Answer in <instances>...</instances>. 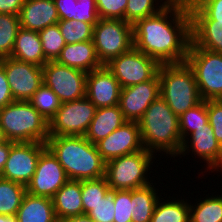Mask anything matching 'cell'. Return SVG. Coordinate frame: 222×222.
<instances>
[{
  "label": "cell",
  "instance_id": "cell-1",
  "mask_svg": "<svg viewBox=\"0 0 222 222\" xmlns=\"http://www.w3.org/2000/svg\"><path fill=\"white\" fill-rule=\"evenodd\" d=\"M132 26L133 43L138 51L160 64L186 62L191 42L188 6L167 4L157 14L137 20Z\"/></svg>",
  "mask_w": 222,
  "mask_h": 222
},
{
  "label": "cell",
  "instance_id": "cell-2",
  "mask_svg": "<svg viewBox=\"0 0 222 222\" xmlns=\"http://www.w3.org/2000/svg\"><path fill=\"white\" fill-rule=\"evenodd\" d=\"M47 148L63 166L69 180H90L105 176L106 162L85 136H49Z\"/></svg>",
  "mask_w": 222,
  "mask_h": 222
},
{
  "label": "cell",
  "instance_id": "cell-3",
  "mask_svg": "<svg viewBox=\"0 0 222 222\" xmlns=\"http://www.w3.org/2000/svg\"><path fill=\"white\" fill-rule=\"evenodd\" d=\"M143 148L177 157L182 146L178 116L159 96L138 121Z\"/></svg>",
  "mask_w": 222,
  "mask_h": 222
},
{
  "label": "cell",
  "instance_id": "cell-4",
  "mask_svg": "<svg viewBox=\"0 0 222 222\" xmlns=\"http://www.w3.org/2000/svg\"><path fill=\"white\" fill-rule=\"evenodd\" d=\"M158 76L160 96L178 117L202 101L193 69L187 62L161 64Z\"/></svg>",
  "mask_w": 222,
  "mask_h": 222
},
{
  "label": "cell",
  "instance_id": "cell-5",
  "mask_svg": "<svg viewBox=\"0 0 222 222\" xmlns=\"http://www.w3.org/2000/svg\"><path fill=\"white\" fill-rule=\"evenodd\" d=\"M0 125L8 141L46 143L48 121L29 101L14 100L0 109Z\"/></svg>",
  "mask_w": 222,
  "mask_h": 222
},
{
  "label": "cell",
  "instance_id": "cell-6",
  "mask_svg": "<svg viewBox=\"0 0 222 222\" xmlns=\"http://www.w3.org/2000/svg\"><path fill=\"white\" fill-rule=\"evenodd\" d=\"M154 157L152 152L143 149L106 162L105 177L110 189L133 190L153 185L147 174Z\"/></svg>",
  "mask_w": 222,
  "mask_h": 222
},
{
  "label": "cell",
  "instance_id": "cell-7",
  "mask_svg": "<svg viewBox=\"0 0 222 222\" xmlns=\"http://www.w3.org/2000/svg\"><path fill=\"white\" fill-rule=\"evenodd\" d=\"M186 62L193 69L202 100H222V54L190 42Z\"/></svg>",
  "mask_w": 222,
  "mask_h": 222
},
{
  "label": "cell",
  "instance_id": "cell-8",
  "mask_svg": "<svg viewBox=\"0 0 222 222\" xmlns=\"http://www.w3.org/2000/svg\"><path fill=\"white\" fill-rule=\"evenodd\" d=\"M93 42L102 65L134 47L132 24L120 19H99L93 27Z\"/></svg>",
  "mask_w": 222,
  "mask_h": 222
},
{
  "label": "cell",
  "instance_id": "cell-9",
  "mask_svg": "<svg viewBox=\"0 0 222 222\" xmlns=\"http://www.w3.org/2000/svg\"><path fill=\"white\" fill-rule=\"evenodd\" d=\"M97 107L85 96L61 103L48 122L49 136H85Z\"/></svg>",
  "mask_w": 222,
  "mask_h": 222
},
{
  "label": "cell",
  "instance_id": "cell-10",
  "mask_svg": "<svg viewBox=\"0 0 222 222\" xmlns=\"http://www.w3.org/2000/svg\"><path fill=\"white\" fill-rule=\"evenodd\" d=\"M160 66L157 60L135 47L105 64L122 88L153 79L158 74Z\"/></svg>",
  "mask_w": 222,
  "mask_h": 222
},
{
  "label": "cell",
  "instance_id": "cell-11",
  "mask_svg": "<svg viewBox=\"0 0 222 222\" xmlns=\"http://www.w3.org/2000/svg\"><path fill=\"white\" fill-rule=\"evenodd\" d=\"M43 83L51 88L61 103L84 98L87 73L57 61H48L42 67Z\"/></svg>",
  "mask_w": 222,
  "mask_h": 222
},
{
  "label": "cell",
  "instance_id": "cell-12",
  "mask_svg": "<svg viewBox=\"0 0 222 222\" xmlns=\"http://www.w3.org/2000/svg\"><path fill=\"white\" fill-rule=\"evenodd\" d=\"M47 148L40 142H11L1 178L26 186L33 177L40 154Z\"/></svg>",
  "mask_w": 222,
  "mask_h": 222
},
{
  "label": "cell",
  "instance_id": "cell-13",
  "mask_svg": "<svg viewBox=\"0 0 222 222\" xmlns=\"http://www.w3.org/2000/svg\"><path fill=\"white\" fill-rule=\"evenodd\" d=\"M14 100L28 101L43 84L42 67L12 57L0 59Z\"/></svg>",
  "mask_w": 222,
  "mask_h": 222
},
{
  "label": "cell",
  "instance_id": "cell-14",
  "mask_svg": "<svg viewBox=\"0 0 222 222\" xmlns=\"http://www.w3.org/2000/svg\"><path fill=\"white\" fill-rule=\"evenodd\" d=\"M68 180L63 166L46 148L40 154L35 173L26 185V192L35 196L52 198Z\"/></svg>",
  "mask_w": 222,
  "mask_h": 222
},
{
  "label": "cell",
  "instance_id": "cell-15",
  "mask_svg": "<svg viewBox=\"0 0 222 222\" xmlns=\"http://www.w3.org/2000/svg\"><path fill=\"white\" fill-rule=\"evenodd\" d=\"M160 96L158 74L151 80L121 89L119 106L126 121L138 122L151 103Z\"/></svg>",
  "mask_w": 222,
  "mask_h": 222
},
{
  "label": "cell",
  "instance_id": "cell-16",
  "mask_svg": "<svg viewBox=\"0 0 222 222\" xmlns=\"http://www.w3.org/2000/svg\"><path fill=\"white\" fill-rule=\"evenodd\" d=\"M96 147L105 162L143 150L138 122L126 121L106 138L97 142Z\"/></svg>",
  "mask_w": 222,
  "mask_h": 222
},
{
  "label": "cell",
  "instance_id": "cell-17",
  "mask_svg": "<svg viewBox=\"0 0 222 222\" xmlns=\"http://www.w3.org/2000/svg\"><path fill=\"white\" fill-rule=\"evenodd\" d=\"M188 137L189 138H186L182 142L181 150L178 155L186 156V154H189V152L191 151L190 149H192V153H194V155H196L199 159L201 158L205 163H207V171L208 169L211 172L215 170L219 171L218 169L222 156V146L215 138L213 134V128L211 127L209 122L206 125H203V127L196 129Z\"/></svg>",
  "mask_w": 222,
  "mask_h": 222
},
{
  "label": "cell",
  "instance_id": "cell-18",
  "mask_svg": "<svg viewBox=\"0 0 222 222\" xmlns=\"http://www.w3.org/2000/svg\"><path fill=\"white\" fill-rule=\"evenodd\" d=\"M121 85L103 65L87 73L86 97L98 108L119 105Z\"/></svg>",
  "mask_w": 222,
  "mask_h": 222
},
{
  "label": "cell",
  "instance_id": "cell-19",
  "mask_svg": "<svg viewBox=\"0 0 222 222\" xmlns=\"http://www.w3.org/2000/svg\"><path fill=\"white\" fill-rule=\"evenodd\" d=\"M54 0H24L19 13L21 28L41 31L59 22Z\"/></svg>",
  "mask_w": 222,
  "mask_h": 222
},
{
  "label": "cell",
  "instance_id": "cell-20",
  "mask_svg": "<svg viewBox=\"0 0 222 222\" xmlns=\"http://www.w3.org/2000/svg\"><path fill=\"white\" fill-rule=\"evenodd\" d=\"M56 61L86 73L103 66L97 58L93 40L66 44Z\"/></svg>",
  "mask_w": 222,
  "mask_h": 222
},
{
  "label": "cell",
  "instance_id": "cell-21",
  "mask_svg": "<svg viewBox=\"0 0 222 222\" xmlns=\"http://www.w3.org/2000/svg\"><path fill=\"white\" fill-rule=\"evenodd\" d=\"M55 215L58 221L77 215H83L81 199V181L68 180L52 197Z\"/></svg>",
  "mask_w": 222,
  "mask_h": 222
},
{
  "label": "cell",
  "instance_id": "cell-22",
  "mask_svg": "<svg viewBox=\"0 0 222 222\" xmlns=\"http://www.w3.org/2000/svg\"><path fill=\"white\" fill-rule=\"evenodd\" d=\"M126 122L119 105L98 108L90 122L85 138L92 144L106 138Z\"/></svg>",
  "mask_w": 222,
  "mask_h": 222
},
{
  "label": "cell",
  "instance_id": "cell-23",
  "mask_svg": "<svg viewBox=\"0 0 222 222\" xmlns=\"http://www.w3.org/2000/svg\"><path fill=\"white\" fill-rule=\"evenodd\" d=\"M12 58L43 67L48 60L45 58L41 39L37 31L20 28L11 53Z\"/></svg>",
  "mask_w": 222,
  "mask_h": 222
},
{
  "label": "cell",
  "instance_id": "cell-24",
  "mask_svg": "<svg viewBox=\"0 0 222 222\" xmlns=\"http://www.w3.org/2000/svg\"><path fill=\"white\" fill-rule=\"evenodd\" d=\"M18 222H59L52 198L25 193L17 214Z\"/></svg>",
  "mask_w": 222,
  "mask_h": 222
},
{
  "label": "cell",
  "instance_id": "cell-25",
  "mask_svg": "<svg viewBox=\"0 0 222 222\" xmlns=\"http://www.w3.org/2000/svg\"><path fill=\"white\" fill-rule=\"evenodd\" d=\"M147 185L131 190L132 222H151L156 204L161 196L154 188Z\"/></svg>",
  "mask_w": 222,
  "mask_h": 222
},
{
  "label": "cell",
  "instance_id": "cell-26",
  "mask_svg": "<svg viewBox=\"0 0 222 222\" xmlns=\"http://www.w3.org/2000/svg\"><path fill=\"white\" fill-rule=\"evenodd\" d=\"M191 26H220L222 0H193L189 5Z\"/></svg>",
  "mask_w": 222,
  "mask_h": 222
},
{
  "label": "cell",
  "instance_id": "cell-27",
  "mask_svg": "<svg viewBox=\"0 0 222 222\" xmlns=\"http://www.w3.org/2000/svg\"><path fill=\"white\" fill-rule=\"evenodd\" d=\"M159 198L151 222H190V210L187 199L160 201Z\"/></svg>",
  "mask_w": 222,
  "mask_h": 222
},
{
  "label": "cell",
  "instance_id": "cell-28",
  "mask_svg": "<svg viewBox=\"0 0 222 222\" xmlns=\"http://www.w3.org/2000/svg\"><path fill=\"white\" fill-rule=\"evenodd\" d=\"M26 193V186L0 177V214L16 215Z\"/></svg>",
  "mask_w": 222,
  "mask_h": 222
},
{
  "label": "cell",
  "instance_id": "cell-29",
  "mask_svg": "<svg viewBox=\"0 0 222 222\" xmlns=\"http://www.w3.org/2000/svg\"><path fill=\"white\" fill-rule=\"evenodd\" d=\"M189 205L190 222H222V194Z\"/></svg>",
  "mask_w": 222,
  "mask_h": 222
},
{
  "label": "cell",
  "instance_id": "cell-30",
  "mask_svg": "<svg viewBox=\"0 0 222 222\" xmlns=\"http://www.w3.org/2000/svg\"><path fill=\"white\" fill-rule=\"evenodd\" d=\"M191 41L197 47L222 54L220 26H191Z\"/></svg>",
  "mask_w": 222,
  "mask_h": 222
},
{
  "label": "cell",
  "instance_id": "cell-31",
  "mask_svg": "<svg viewBox=\"0 0 222 222\" xmlns=\"http://www.w3.org/2000/svg\"><path fill=\"white\" fill-rule=\"evenodd\" d=\"M182 142L196 129L208 123L207 101L202 100L178 117Z\"/></svg>",
  "mask_w": 222,
  "mask_h": 222
},
{
  "label": "cell",
  "instance_id": "cell-32",
  "mask_svg": "<svg viewBox=\"0 0 222 222\" xmlns=\"http://www.w3.org/2000/svg\"><path fill=\"white\" fill-rule=\"evenodd\" d=\"M28 101L48 122L61 106L58 95L44 83Z\"/></svg>",
  "mask_w": 222,
  "mask_h": 222
},
{
  "label": "cell",
  "instance_id": "cell-33",
  "mask_svg": "<svg viewBox=\"0 0 222 222\" xmlns=\"http://www.w3.org/2000/svg\"><path fill=\"white\" fill-rule=\"evenodd\" d=\"M20 28L19 16L0 13V59L11 56Z\"/></svg>",
  "mask_w": 222,
  "mask_h": 222
},
{
  "label": "cell",
  "instance_id": "cell-34",
  "mask_svg": "<svg viewBox=\"0 0 222 222\" xmlns=\"http://www.w3.org/2000/svg\"><path fill=\"white\" fill-rule=\"evenodd\" d=\"M110 186L106 177L98 179L82 180L81 181V199L83 204L84 214H87L92 208L102 200L109 191Z\"/></svg>",
  "mask_w": 222,
  "mask_h": 222
},
{
  "label": "cell",
  "instance_id": "cell-35",
  "mask_svg": "<svg viewBox=\"0 0 222 222\" xmlns=\"http://www.w3.org/2000/svg\"><path fill=\"white\" fill-rule=\"evenodd\" d=\"M66 44L93 40V25L76 20H59L57 23Z\"/></svg>",
  "mask_w": 222,
  "mask_h": 222
},
{
  "label": "cell",
  "instance_id": "cell-36",
  "mask_svg": "<svg viewBox=\"0 0 222 222\" xmlns=\"http://www.w3.org/2000/svg\"><path fill=\"white\" fill-rule=\"evenodd\" d=\"M38 33L45 58L48 61H56L66 45L58 24L48 26Z\"/></svg>",
  "mask_w": 222,
  "mask_h": 222
},
{
  "label": "cell",
  "instance_id": "cell-37",
  "mask_svg": "<svg viewBox=\"0 0 222 222\" xmlns=\"http://www.w3.org/2000/svg\"><path fill=\"white\" fill-rule=\"evenodd\" d=\"M159 2L160 6L158 5ZM166 5L167 3L163 0H128L125 9V21L133 25L137 20L157 14Z\"/></svg>",
  "mask_w": 222,
  "mask_h": 222
},
{
  "label": "cell",
  "instance_id": "cell-38",
  "mask_svg": "<svg viewBox=\"0 0 222 222\" xmlns=\"http://www.w3.org/2000/svg\"><path fill=\"white\" fill-rule=\"evenodd\" d=\"M115 214L113 222H132L131 190H113Z\"/></svg>",
  "mask_w": 222,
  "mask_h": 222
},
{
  "label": "cell",
  "instance_id": "cell-39",
  "mask_svg": "<svg viewBox=\"0 0 222 222\" xmlns=\"http://www.w3.org/2000/svg\"><path fill=\"white\" fill-rule=\"evenodd\" d=\"M128 0H96L99 19H120L125 21Z\"/></svg>",
  "mask_w": 222,
  "mask_h": 222
},
{
  "label": "cell",
  "instance_id": "cell-40",
  "mask_svg": "<svg viewBox=\"0 0 222 222\" xmlns=\"http://www.w3.org/2000/svg\"><path fill=\"white\" fill-rule=\"evenodd\" d=\"M114 214L113 190L102 197V200L87 213L95 222H113Z\"/></svg>",
  "mask_w": 222,
  "mask_h": 222
},
{
  "label": "cell",
  "instance_id": "cell-41",
  "mask_svg": "<svg viewBox=\"0 0 222 222\" xmlns=\"http://www.w3.org/2000/svg\"><path fill=\"white\" fill-rule=\"evenodd\" d=\"M73 20L88 22L95 26L99 20L96 0H77L73 10Z\"/></svg>",
  "mask_w": 222,
  "mask_h": 222
},
{
  "label": "cell",
  "instance_id": "cell-42",
  "mask_svg": "<svg viewBox=\"0 0 222 222\" xmlns=\"http://www.w3.org/2000/svg\"><path fill=\"white\" fill-rule=\"evenodd\" d=\"M207 113L213 134L222 146V100H207Z\"/></svg>",
  "mask_w": 222,
  "mask_h": 222
},
{
  "label": "cell",
  "instance_id": "cell-43",
  "mask_svg": "<svg viewBox=\"0 0 222 222\" xmlns=\"http://www.w3.org/2000/svg\"><path fill=\"white\" fill-rule=\"evenodd\" d=\"M14 101L4 68L0 65V109Z\"/></svg>",
  "mask_w": 222,
  "mask_h": 222
},
{
  "label": "cell",
  "instance_id": "cell-44",
  "mask_svg": "<svg viewBox=\"0 0 222 222\" xmlns=\"http://www.w3.org/2000/svg\"><path fill=\"white\" fill-rule=\"evenodd\" d=\"M60 20H73L74 5L77 0H54Z\"/></svg>",
  "mask_w": 222,
  "mask_h": 222
},
{
  "label": "cell",
  "instance_id": "cell-45",
  "mask_svg": "<svg viewBox=\"0 0 222 222\" xmlns=\"http://www.w3.org/2000/svg\"><path fill=\"white\" fill-rule=\"evenodd\" d=\"M24 0H0V13L19 16Z\"/></svg>",
  "mask_w": 222,
  "mask_h": 222
},
{
  "label": "cell",
  "instance_id": "cell-46",
  "mask_svg": "<svg viewBox=\"0 0 222 222\" xmlns=\"http://www.w3.org/2000/svg\"><path fill=\"white\" fill-rule=\"evenodd\" d=\"M11 148V141H4L0 143V176L4 169Z\"/></svg>",
  "mask_w": 222,
  "mask_h": 222
},
{
  "label": "cell",
  "instance_id": "cell-47",
  "mask_svg": "<svg viewBox=\"0 0 222 222\" xmlns=\"http://www.w3.org/2000/svg\"><path fill=\"white\" fill-rule=\"evenodd\" d=\"M59 222H95L91 217L87 214L77 215L74 217H69L66 219H62Z\"/></svg>",
  "mask_w": 222,
  "mask_h": 222
},
{
  "label": "cell",
  "instance_id": "cell-48",
  "mask_svg": "<svg viewBox=\"0 0 222 222\" xmlns=\"http://www.w3.org/2000/svg\"><path fill=\"white\" fill-rule=\"evenodd\" d=\"M0 222H18L16 215H1Z\"/></svg>",
  "mask_w": 222,
  "mask_h": 222
},
{
  "label": "cell",
  "instance_id": "cell-49",
  "mask_svg": "<svg viewBox=\"0 0 222 222\" xmlns=\"http://www.w3.org/2000/svg\"><path fill=\"white\" fill-rule=\"evenodd\" d=\"M167 4H178V5H185L186 0H164Z\"/></svg>",
  "mask_w": 222,
  "mask_h": 222
},
{
  "label": "cell",
  "instance_id": "cell-50",
  "mask_svg": "<svg viewBox=\"0 0 222 222\" xmlns=\"http://www.w3.org/2000/svg\"><path fill=\"white\" fill-rule=\"evenodd\" d=\"M4 141H7V139H6V137L3 133V130H2L1 125H0V143L4 142Z\"/></svg>",
  "mask_w": 222,
  "mask_h": 222
},
{
  "label": "cell",
  "instance_id": "cell-51",
  "mask_svg": "<svg viewBox=\"0 0 222 222\" xmlns=\"http://www.w3.org/2000/svg\"><path fill=\"white\" fill-rule=\"evenodd\" d=\"M219 169L222 171V156H221V160H220V163H219Z\"/></svg>",
  "mask_w": 222,
  "mask_h": 222
},
{
  "label": "cell",
  "instance_id": "cell-52",
  "mask_svg": "<svg viewBox=\"0 0 222 222\" xmlns=\"http://www.w3.org/2000/svg\"><path fill=\"white\" fill-rule=\"evenodd\" d=\"M193 0H186V6H188Z\"/></svg>",
  "mask_w": 222,
  "mask_h": 222
}]
</instances>
